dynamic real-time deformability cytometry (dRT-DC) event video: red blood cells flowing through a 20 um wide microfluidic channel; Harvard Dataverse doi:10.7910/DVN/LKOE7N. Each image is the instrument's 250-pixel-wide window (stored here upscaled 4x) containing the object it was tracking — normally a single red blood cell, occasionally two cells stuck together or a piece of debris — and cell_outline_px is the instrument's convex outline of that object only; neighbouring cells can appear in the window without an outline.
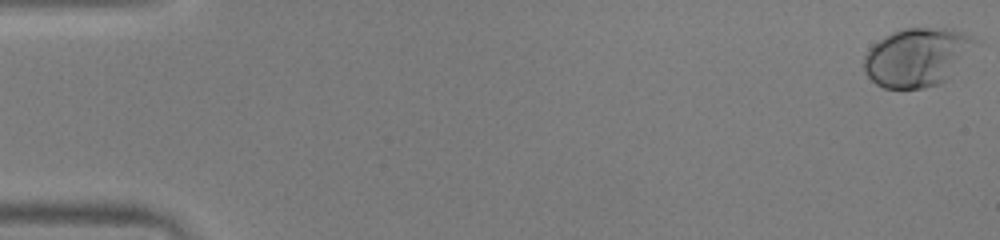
{"species": "human", "species_latin": "Homo sapiens", "temperature_condition": "warm", "stored_images_in_passage": 10, "camera_frame_rate_fps": 3000, "um_per_image_px": 0.085, "donor": {"sex": "male"}, "frame": {"image": 1, "passage_image": 1, "time_ms": 0.0, "image_size_px": [1000, 240], "cell_outline_px": [[984, 40], [948, 80], [940, 84], [924, 88], [884, 88], [876, 84], [864, 72], [864, 56], [868, 48], [872, 44], [884, 36], [892, 32], [904, 28], [952, 28], [964, 32]], "centroid_in_image_um": [78.05, 4.84], "position_along_channel_um": 6.9, "area_um2": 39.07}}